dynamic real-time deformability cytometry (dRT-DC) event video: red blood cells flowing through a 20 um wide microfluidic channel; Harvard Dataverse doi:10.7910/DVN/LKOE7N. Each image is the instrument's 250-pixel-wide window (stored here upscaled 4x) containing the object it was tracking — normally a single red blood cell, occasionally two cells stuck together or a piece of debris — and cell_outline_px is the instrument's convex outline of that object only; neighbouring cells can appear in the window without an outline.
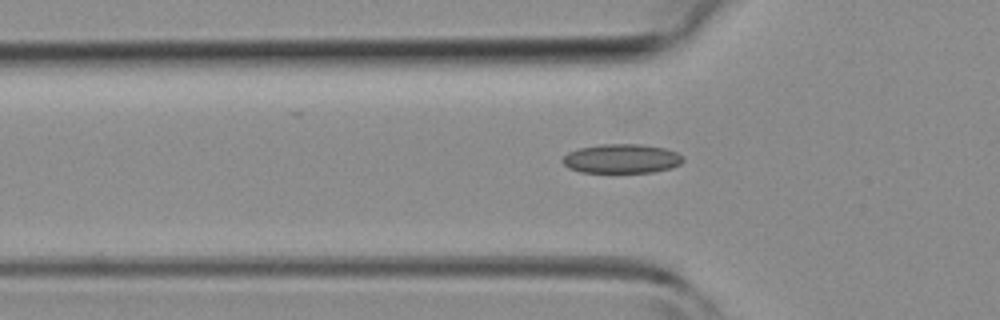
{"species": "common noctule bat (a hibernating species)", "species_latin": "Nyctalus noctula", "temperature_condition": "room temperature", "stored_images_in_passage": 29, "camera_frame_rate_fps": 3000, "um_per_image_px": 0.085, "animal": {"sex": "female", "body_mass_g": 19.3, "forearm_length_mm": 54.1}, "frame": {"image": 1, "passage_image": 3, "time_ms": 0.667, "image_size_px": [1000, 320], "cell_outline_px": [[684, 160], [680, 164], [672, 168], [652, 172], [580, 172], [568, 168], [564, 164], [564, 156], [568, 152], [580, 148], [604, 144], [640, 144], [664, 148], [676, 152], [684, 156]], "centroid_in_image_um": [52.87, 13.49], "position_along_channel_um": 72.9, "area_um2": 20.4}}
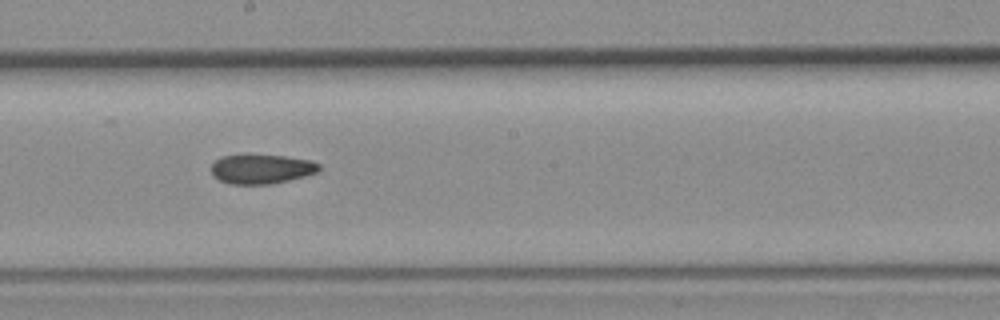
{"frame": {"image": 2, "passage_image": 13, "time_ms": 4.0, "image_size_px": [1000, 320], "cell_outline_px": [[320, 172], [272, 184], [228, 184], [212, 176], [212, 164], [216, 160], [224, 156], [284, 156], [312, 160], [320, 164]], "centroid_in_image_um": [22.26, 14.39], "position_along_channel_um": 225.9, "area_um2": 18.26}}
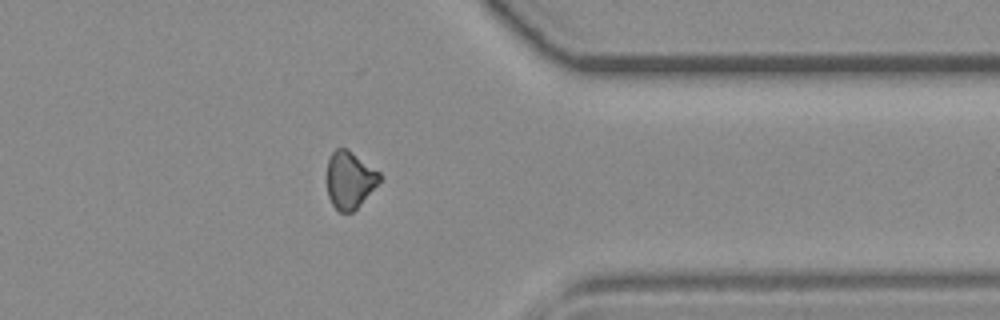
{"frame": {"image": 3, "passage_image": 24, "time_ms": 7.667, "image_size_px": [1000, 320], "cell_outline_px": [[380, 180], [360, 204], [352, 212], [340, 212], [332, 204], [328, 196], [328, 160], [332, 152], [336, 148], [348, 148], [380, 172]], "centroid_in_image_um": [29.72, 15.26], "position_along_channel_um": 381.7, "area_um2": 17.28}}